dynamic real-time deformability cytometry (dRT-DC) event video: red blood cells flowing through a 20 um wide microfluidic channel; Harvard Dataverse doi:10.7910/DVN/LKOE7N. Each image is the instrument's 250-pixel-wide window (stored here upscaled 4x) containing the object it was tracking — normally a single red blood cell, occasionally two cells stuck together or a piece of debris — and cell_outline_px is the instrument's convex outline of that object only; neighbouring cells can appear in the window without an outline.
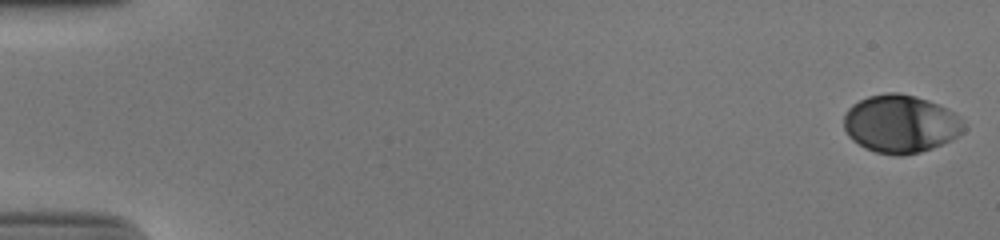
{"species": "human", "species_latin": "Homo sapiens", "temperature_condition": "cold", "stored_images_in_passage": 54, "camera_frame_rate_fps": 3000, "um_per_image_px": 0.085, "donor": {"sex": "male"}, "frame": {"image": 1, "passage_image": 1, "time_ms": 0.0, "image_size_px": [1000, 240], "cell_outline_px": [[968, 128], [964, 132], [952, 140], [932, 148], [920, 152], [900, 156], [896, 156], [876, 152], [864, 148], [852, 140], [848, 136], [844, 128], [844, 116], [848, 108], [852, 104], [868, 96], [888, 92], [900, 92], [916, 96], [928, 100], [952, 112], [964, 120]], "centroid_in_image_um": [76.56, 10.54], "position_along_channel_um": 8.4, "area_um2": 40.86}}
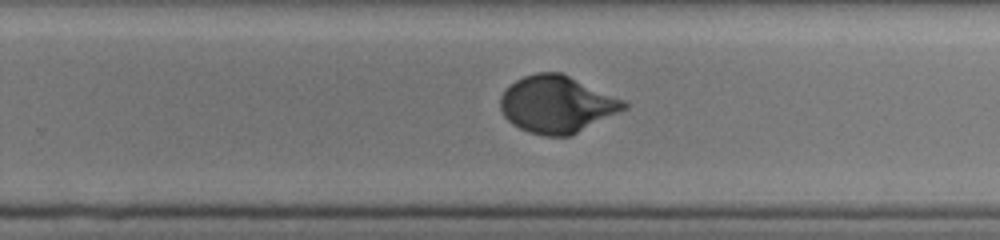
{"frame": {"image": 2, "passage_image": 36, "time_ms": 11.667, "image_size_px": [1000, 240], "cell_outline_px": [[628, 108], [572, 136], [544, 136], [528, 132], [512, 124], [504, 116], [500, 108], [500, 96], [504, 88], [516, 80], [524, 76], [536, 72], [560, 72], [624, 100], [628, 104]], "centroid_in_image_um": [47.32, 8.88], "position_along_channel_um": 282.5, "area_um2": 41.27}}
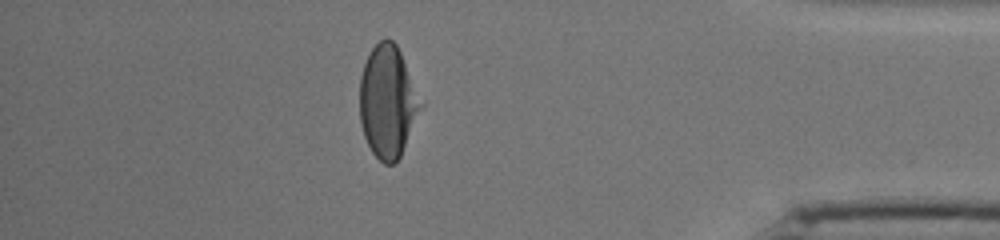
{"frame": {"image": 3, "passage_image": 48, "time_ms": 15.667, "image_size_px": [1000, 240], "cell_outline_px": [[424, 104], [400, 156], [392, 164], [384, 164], [372, 152], [364, 136], [360, 120], [360, 76], [364, 64], [372, 48], [380, 40], [388, 36], [396, 44], [400, 52]], "centroid_in_image_um": [32.96, 8.62], "position_along_channel_um": 402.2, "area_um2": 39.77}, "authors_computed_cell_mechanics": {"area_um2": 40.1132, "velocity_mm_per_s": 3.8245, "shape_relaxation_time_tau1_ms": 3.9524, "shape_relaxation_time_tau2_ms": null, "deformation_change_tau1": 0.1665, "deformation_change_tau2": null}}